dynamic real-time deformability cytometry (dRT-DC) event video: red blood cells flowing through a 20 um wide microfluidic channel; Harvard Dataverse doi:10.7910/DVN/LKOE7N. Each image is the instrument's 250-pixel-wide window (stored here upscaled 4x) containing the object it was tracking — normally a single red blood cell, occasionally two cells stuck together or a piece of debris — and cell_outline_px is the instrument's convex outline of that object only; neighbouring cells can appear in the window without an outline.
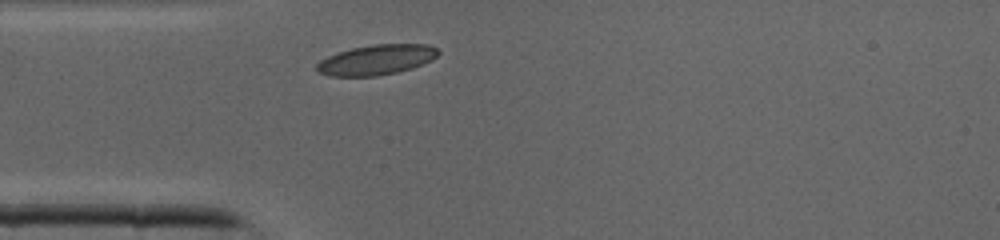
{"species": "common noctule bat (a hibernating species)", "species_latin": "Nyctalus noctula", "temperature_condition": "cold", "stored_images_in_passage": 23, "camera_frame_rate_fps": 3000, "um_per_image_px": 0.085, "animal": {"sex": "male", "body_mass_g": 19.0, "forearm_length_mm": 50.8}, "frame": {"image": 1, "passage_image": 1, "time_ms": 0.0, "image_size_px": [1000, 240], "cell_outline_px": [[440, 52], [432, 60], [412, 68], [396, 72], [376, 76], [328, 76], [316, 72], [316, 64], [320, 60], [336, 52], [352, 48], [372, 44], [428, 44], [436, 48]], "centroid_in_image_um": [31.96, 5.08], "position_along_channel_um": 53.0, "area_um2": 21.44}}
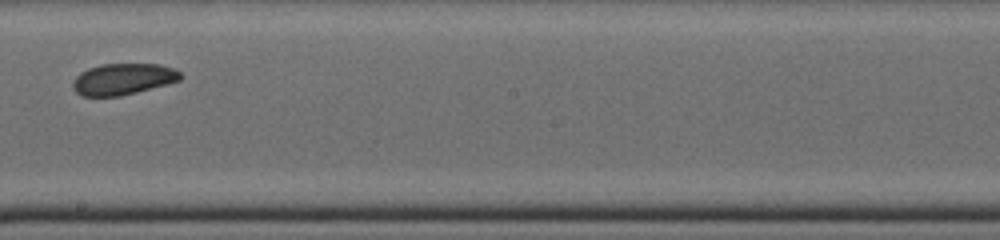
{"frame": {"image": 2, "passage_image": 13, "time_ms": 4.0, "image_size_px": [1000, 240], "cell_outline_px": [[184, 76], [180, 80], [168, 84], [120, 96], [80, 96], [72, 88], [72, 84], [76, 76], [80, 72], [88, 68], [100, 64], [160, 64], [172, 68], [180, 72]], "centroid_in_image_um": [10.45, 6.72], "position_along_channel_um": 237.8, "area_um2": 19.77}}
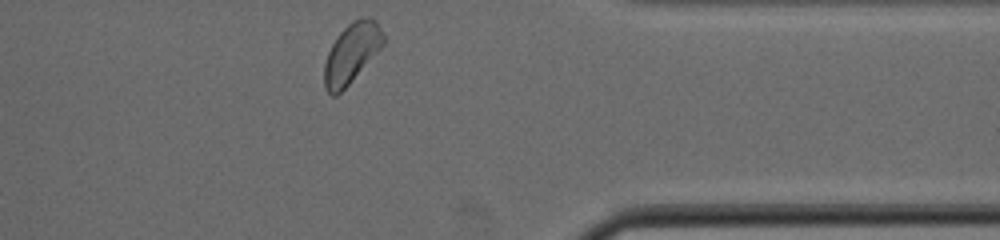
{"frame": {"image": 3, "passage_image": 23, "time_ms": 7.333, "image_size_px": [1000, 240], "cell_outline_px": [[384, 44], [348, 84], [336, 96], [332, 96], [324, 88], [324, 64], [328, 52], [336, 36], [352, 20], [376, 20], [384, 36]], "centroid_in_image_um": [29.84, 4.55], "position_along_channel_um": 381.6, "area_um2": 20.0}}